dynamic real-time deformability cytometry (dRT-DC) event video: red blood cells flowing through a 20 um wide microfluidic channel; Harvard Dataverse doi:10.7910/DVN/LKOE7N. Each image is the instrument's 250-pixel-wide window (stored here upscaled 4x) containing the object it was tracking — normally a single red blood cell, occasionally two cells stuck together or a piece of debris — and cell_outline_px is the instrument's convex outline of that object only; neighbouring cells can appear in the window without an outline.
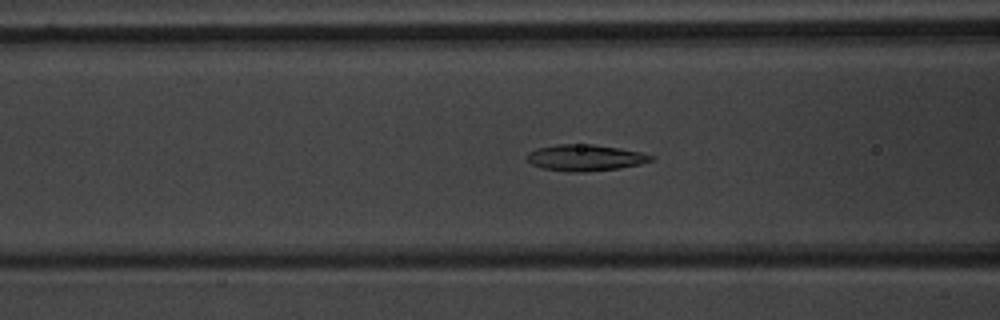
{"species": "common noctule bat (a hibernating species)", "species_latin": "Nyctalus noctula", "temperature_condition": "warm", "stored_images_in_passage": 42, "camera_frame_rate_fps": 3000, "um_per_image_px": 0.085, "animal": {"sex": "male", "body_mass_g": 20.1, "forearm_length_mm": 53.5}, "frame": {"image": 1, "passage_image": 16, "time_ms": 5.0, "image_size_px": [1000, 320], "cell_outline_px": [[656, 156], [652, 160], [640, 164], [620, 168], [580, 172], [568, 172], [540, 168], [532, 164], [524, 156], [528, 152], [536, 148], [556, 144], [592, 144], [620, 148], [640, 152]], "centroid_in_image_um": [49.7, 13.4], "position_along_channel_um": 116.9, "area_um2": 19.19}}
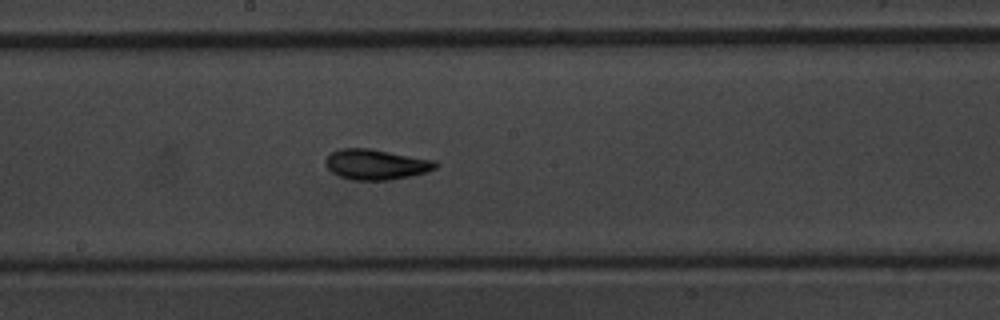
{"frame": {"image": 2, "passage_image": 24, "time_ms": 7.667, "image_size_px": [1000, 320], "cell_outline_px": [[440, 164], [436, 168], [424, 172], [408, 176], [388, 180], [352, 180], [340, 176], [332, 172], [328, 168], [328, 156], [332, 152], [340, 148], [372, 148], [436, 160]], "centroid_in_image_um": [32.01, 13.96], "position_along_channel_um": 216.2, "area_um2": 19.36}}
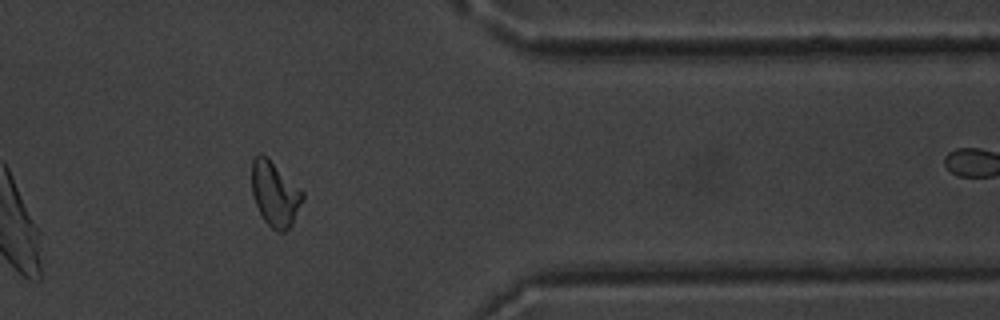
{"frame": {"image": 3, "passage_image": 39, "time_ms": 12.667, "image_size_px": [1000, 320], "cell_outline_px": [[304, 196], [292, 224], [284, 232], [276, 232], [264, 220], [256, 204], [252, 192], [252, 160], [260, 152], [300, 188], [304, 192]], "centroid_in_image_um": [23.36, 16.51], "position_along_channel_um": 388.0, "area_um2": 18.73}, "authors_computed_cell_mechanics": {"area_um2": 18.7561, "velocity_mm_per_s": 3.7191, "shape_relaxation_time_tau1_ms": 4.6804, "shape_relaxation_time_tau2_ms": 2.3995, "deformation_change_tau1": 0.1709, "deformation_change_tau2": 0.0798}}